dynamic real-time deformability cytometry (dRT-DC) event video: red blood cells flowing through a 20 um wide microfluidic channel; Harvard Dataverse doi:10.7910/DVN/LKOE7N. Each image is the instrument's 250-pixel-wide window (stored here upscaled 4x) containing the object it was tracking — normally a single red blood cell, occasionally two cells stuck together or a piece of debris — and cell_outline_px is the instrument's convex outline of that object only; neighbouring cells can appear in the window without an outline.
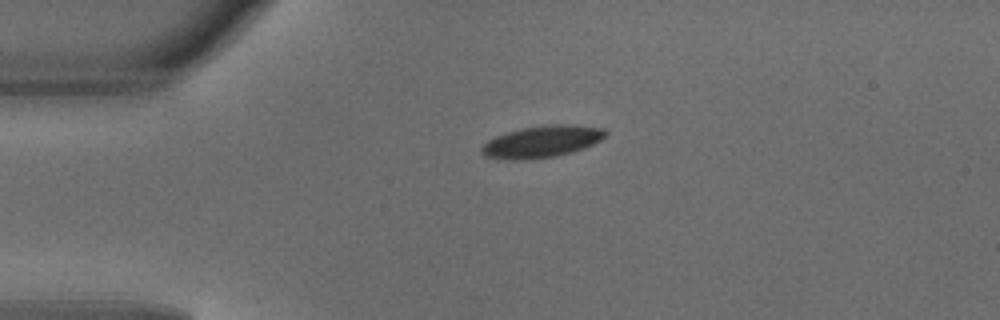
{"species": "common noctule bat (a hibernating species)", "species_latin": "Nyctalus noctula", "temperature_condition": "warm", "stored_images_in_passage": 2, "camera_frame_rate_fps": 3000, "um_per_image_px": 0.085, "animal": {"sex": "male", "body_mass_g": 18.8}, "frame": {"image": 1, "passage_image": 1, "time_ms": 0.0, "image_size_px": [1000, 320], "cell_outline_px": [[608, 132], [600, 140], [584, 148], [572, 152], [556, 156], [520, 160], [508, 160], [484, 156], [480, 152], [480, 148], [488, 140], [496, 136], [520, 128], [548, 124], [576, 124], [604, 128]], "centroid_in_image_um": [46.06, 12.03], "position_along_channel_um": 38.9, "area_um2": 23.12}}